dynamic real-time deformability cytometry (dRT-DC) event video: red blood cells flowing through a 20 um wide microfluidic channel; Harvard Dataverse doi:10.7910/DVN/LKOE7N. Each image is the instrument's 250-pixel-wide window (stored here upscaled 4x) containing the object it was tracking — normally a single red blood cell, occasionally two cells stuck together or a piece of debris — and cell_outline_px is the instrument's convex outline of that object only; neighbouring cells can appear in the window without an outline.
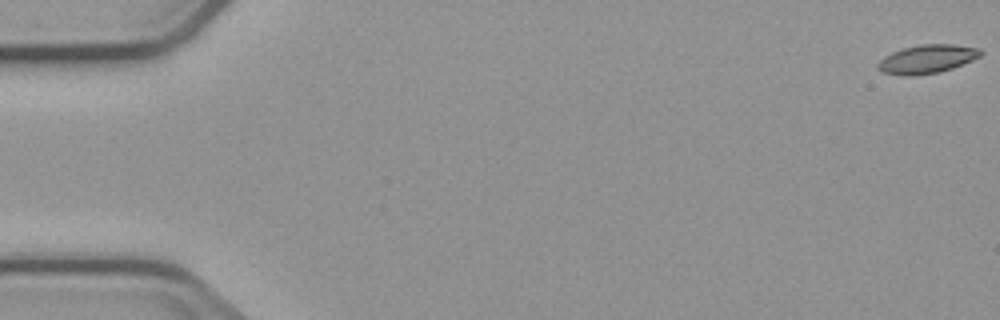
{"species": "common noctule bat (a hibernating species)", "species_latin": "Nyctalus noctula", "temperature_condition": "cold", "stored_images_in_passage": 4, "camera_frame_rate_fps": 3000, "um_per_image_px": 0.085, "animal": {"sex": "male", "body_mass_g": 23.1, "forearm_length_mm": 52.7}, "frame": {"image": 1, "passage_image": 1, "time_ms": 0.0, "image_size_px": [1000, 320], "cell_outline_px": [[984, 52], [980, 56], [972, 60], [952, 68], [940, 72], [916, 76], [900, 76], [880, 72], [876, 68], [876, 64], [884, 56], [892, 52], [904, 48], [920, 44], [952, 44], [980, 48]], "centroid_in_image_um": [78.76, 5.03], "position_along_channel_um": 6.2, "area_um2": 17.4}}